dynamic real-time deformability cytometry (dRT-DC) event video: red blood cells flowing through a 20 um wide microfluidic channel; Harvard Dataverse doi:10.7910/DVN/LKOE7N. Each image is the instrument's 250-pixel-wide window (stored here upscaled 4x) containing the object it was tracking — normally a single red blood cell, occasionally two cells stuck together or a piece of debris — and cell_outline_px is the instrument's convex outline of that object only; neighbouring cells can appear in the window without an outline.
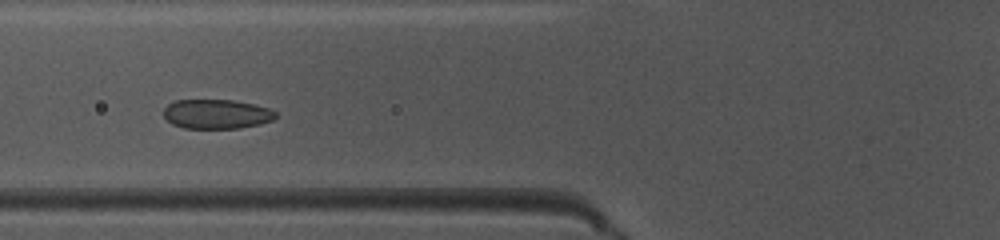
{"species": "common noctule bat (a hibernating species)", "species_latin": "Nyctalus noctula", "temperature_condition": "warm", "stored_images_in_passage": 37, "camera_frame_rate_fps": 3000, "um_per_image_px": 0.085, "animal": {"sex": "female", "body_mass_g": 10.0, "forearm_length_mm": 53.1}, "frame": {"image": 1, "passage_image": 6, "time_ms": 1.667, "image_size_px": [1000, 240], "cell_outline_px": [[276, 116], [272, 120], [260, 124], [240, 128], [184, 128], [172, 124], [164, 116], [164, 108], [168, 104], [176, 100], [232, 100], [252, 104], [268, 108], [276, 112]], "centroid_in_image_um": [18.4, 9.7], "position_along_channel_um": 107.4, "area_um2": 19.07}}
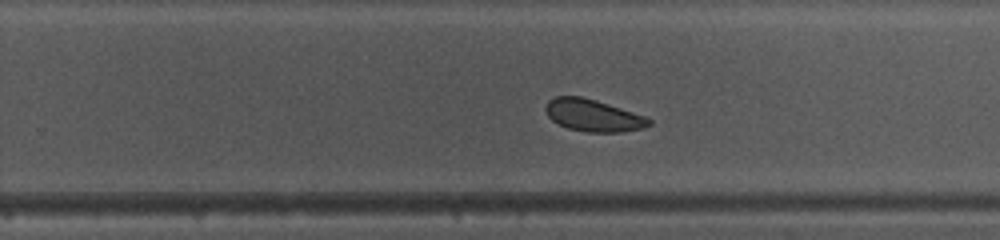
{"frame": {"image": 2, "passage_image": 19, "time_ms": 6.0, "image_size_px": [1000, 240], "cell_outline_px": [[652, 124], [644, 128], [624, 132], [588, 132], [568, 128], [552, 120], [548, 116], [544, 108], [548, 100], [556, 96], [580, 96], [596, 100], [644, 116], [652, 120]], "centroid_in_image_um": [50.41, 9.81], "position_along_channel_um": 279.4, "area_um2": 19.25}}
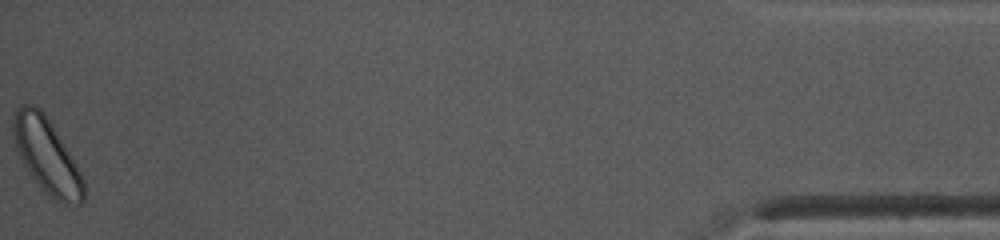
{"frame": {"image": 3, "passage_image": 37, "time_ms": 12.0, "image_size_px": [1000, 240], "cell_outline_px": [[84, 200], [80, 204], [64, 204], [56, 200], [44, 192], [32, 176], [24, 164], [20, 156], [12, 132], [12, 124], [16, 108], [24, 104], [32, 104], [40, 108], [48, 120], [68, 152], [80, 172], [84, 180]], "centroid_in_image_um": [3.97, 13.26], "position_along_channel_um": 431.2, "area_um2": 29.82}}